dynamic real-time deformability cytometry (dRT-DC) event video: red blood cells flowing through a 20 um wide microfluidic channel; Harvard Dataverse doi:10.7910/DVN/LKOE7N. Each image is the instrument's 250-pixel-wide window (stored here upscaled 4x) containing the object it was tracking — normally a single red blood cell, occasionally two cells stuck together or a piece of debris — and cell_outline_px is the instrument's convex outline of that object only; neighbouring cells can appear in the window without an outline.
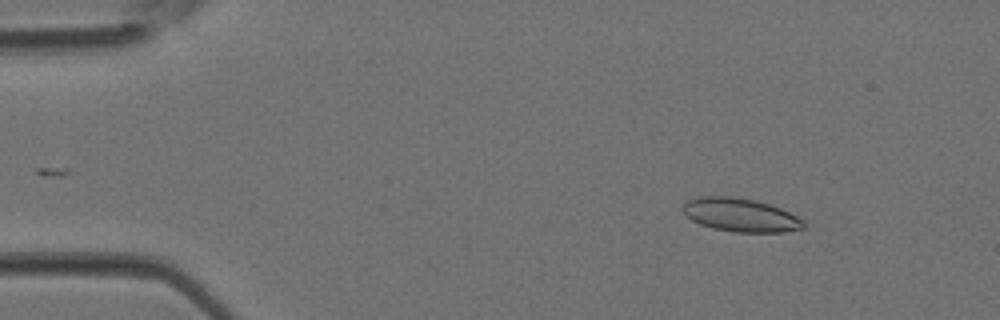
{"species": "Egyptian fruit bat (a non-hibernating species)", "species_latin": "Rousettus aegyptiacus", "temperature_condition": "room temperature", "stored_images_in_passage": 3, "camera_frame_rate_fps": 3000, "um_per_image_px": 0.085, "animal": {"sex": "female"}, "frame": {"image": 1, "passage_image": 1, "time_ms": 0.0, "image_size_px": [1000, 320], "cell_outline_px": [[804, 228], [784, 232], [732, 232], [712, 228], [700, 224], [684, 216], [680, 208], [688, 200], [696, 196], [732, 196], [756, 200], [780, 208], [804, 220]], "centroid_in_image_um": [62.88, 18.27], "position_along_channel_um": 22.1, "area_um2": 23.76}}
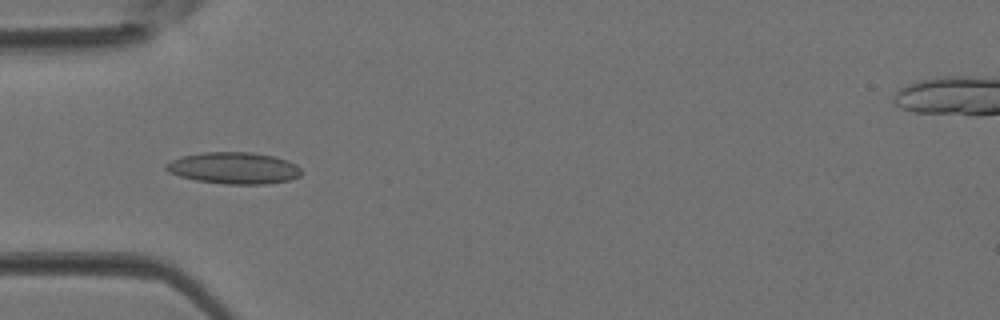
{"frame": {"image": 2, "passage_image": 3, "time_ms": 0.667, "image_size_px": [1000, 320], "cell_outline_px": [[300, 176], [288, 180], [268, 184], [224, 184], [196, 180], [180, 176], [168, 172], [164, 168], [164, 164], [180, 156], [204, 152], [252, 152], [276, 156], [288, 160], [296, 164], [300, 168]], "centroid_in_image_um": [19.87, 14.28], "position_along_channel_um": 65.1, "area_um2": 25.14}}